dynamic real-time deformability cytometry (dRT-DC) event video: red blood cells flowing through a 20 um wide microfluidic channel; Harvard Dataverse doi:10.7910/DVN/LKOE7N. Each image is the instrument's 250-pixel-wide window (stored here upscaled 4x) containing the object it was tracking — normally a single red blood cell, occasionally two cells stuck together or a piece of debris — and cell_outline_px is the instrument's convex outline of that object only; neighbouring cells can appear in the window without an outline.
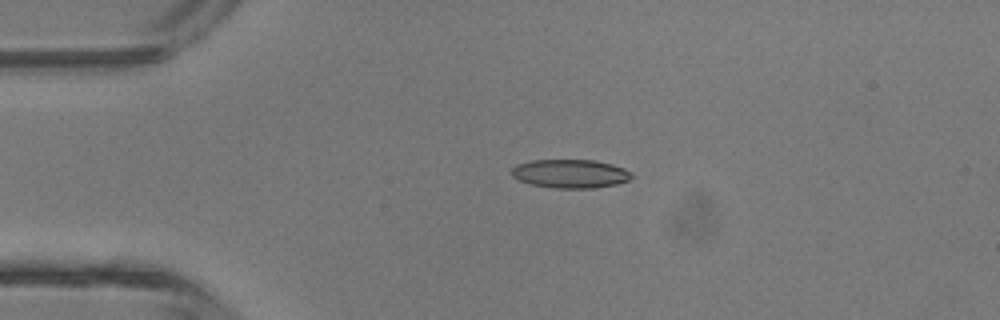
{"species": "common noctule bat (a hibernating species)", "species_latin": "Nyctalus noctula", "temperature_condition": "room temperature", "stored_images_in_passage": 4, "camera_frame_rate_fps": 3000, "um_per_image_px": 0.085, "animal": {"sex": "male", "body_mass_g": 13.3}, "frame": {"image": 1, "passage_image": 3, "time_ms": 2.333, "image_size_px": [1000, 320], "cell_outline_px": [[632, 176], [628, 180], [616, 184], [596, 188], [556, 188], [532, 184], [520, 180], [512, 176], [512, 168], [516, 164], [532, 160], [596, 160], [612, 164], [624, 168]], "centroid_in_image_um": [48.47, 14.75], "position_along_channel_um": 36.5, "area_um2": 19.88}}